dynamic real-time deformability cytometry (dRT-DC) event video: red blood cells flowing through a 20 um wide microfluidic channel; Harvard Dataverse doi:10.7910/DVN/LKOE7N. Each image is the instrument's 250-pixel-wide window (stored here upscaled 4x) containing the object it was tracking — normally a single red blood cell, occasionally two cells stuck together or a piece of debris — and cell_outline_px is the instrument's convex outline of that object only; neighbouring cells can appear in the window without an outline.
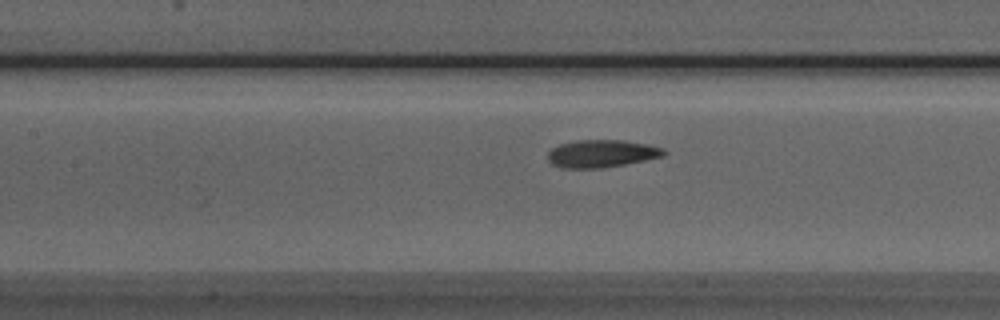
{"species": "Egyptian fruit bat (a non-hibernating species)", "species_latin": "Rousettus aegyptiacus", "temperature_condition": "room temperature", "stored_images_in_passage": 49, "camera_frame_rate_fps": 3000, "um_per_image_px": 0.085, "animal": {"sex": "male"}, "frame": {"image": 1, "passage_image": 20, "time_ms": 6.333, "image_size_px": [1000, 320], "cell_outline_px": [[668, 152], [664, 156], [624, 164], [600, 168], [560, 168], [552, 164], [548, 160], [548, 152], [552, 148], [560, 144], [576, 140], [624, 140], [648, 144], [664, 148]], "centroid_in_image_um": [51.14, 13.05], "position_along_channel_um": 156.3, "area_um2": 18.73}}
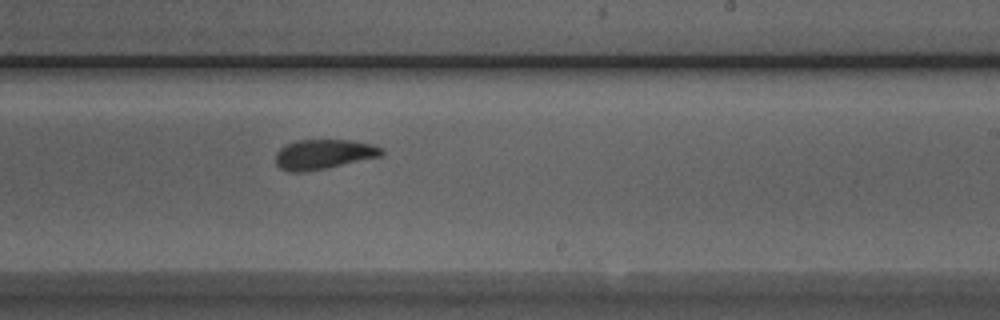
{"frame": {"image": 2, "passage_image": 28, "time_ms": 9.0, "image_size_px": [1000, 320], "cell_outline_px": [[384, 152], [380, 156], [324, 168], [300, 172], [292, 172], [280, 168], [276, 164], [276, 152], [280, 148], [296, 140], [352, 140], [372, 144], [384, 148]], "centroid_in_image_um": [27.5, 13.09], "position_along_channel_um": 261.5, "area_um2": 18.15}}
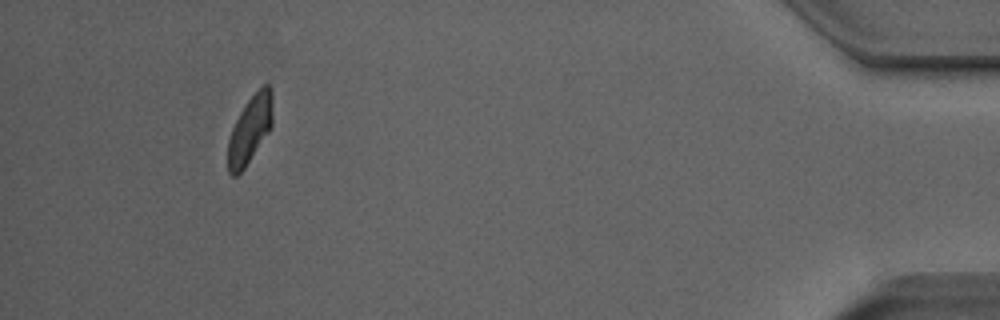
{"frame": {"image": 3, "passage_image": 45, "time_ms": 14.667, "image_size_px": [1000, 320], "cell_outline_px": [[272, 128], [244, 168], [236, 176], [232, 176], [228, 172], [228, 140], [232, 128], [244, 104], [264, 84], [268, 84], [272, 88]], "centroid_in_image_um": [21.26, 11.0], "position_along_channel_um": 413.9, "area_um2": 17.57}, "authors_computed_cell_mechanics": {"area_um2": 18.7272, "velocity_mm_per_s": 3.9584, "shape_relaxation_time_tau1_ms": 7.124, "shape_relaxation_time_tau2_ms": 2.0185, "deformation_change_tau1": 0.1782, "deformation_change_tau2": 0.0785}}